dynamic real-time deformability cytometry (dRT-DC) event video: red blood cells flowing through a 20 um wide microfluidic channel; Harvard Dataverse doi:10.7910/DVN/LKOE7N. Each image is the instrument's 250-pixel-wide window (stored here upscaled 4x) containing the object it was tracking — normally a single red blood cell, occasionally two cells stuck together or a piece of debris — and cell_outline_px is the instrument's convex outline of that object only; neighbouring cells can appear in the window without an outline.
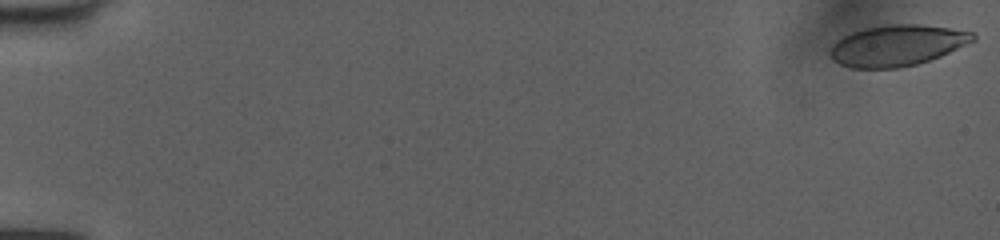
{"species": "human", "species_latin": "Homo sapiens", "temperature_condition": "room temperature", "stored_images_in_passage": 52, "camera_frame_rate_fps": 3000, "um_per_image_px": 0.085, "donor": {"sex": "female"}, "frame": {"image": 1, "passage_image": 1, "time_ms": 0.0, "image_size_px": [1000, 240], "cell_outline_px": [[976, 40], [940, 56], [916, 64], [900, 68], [852, 68], [840, 64], [832, 60], [828, 52], [832, 44], [836, 40], [852, 32], [864, 28], [888, 24], [920, 24], [948, 28], [972, 32], [976, 36]], "centroid_in_image_um": [76.21, 3.86], "position_along_channel_um": 8.8, "area_um2": 34.16}}
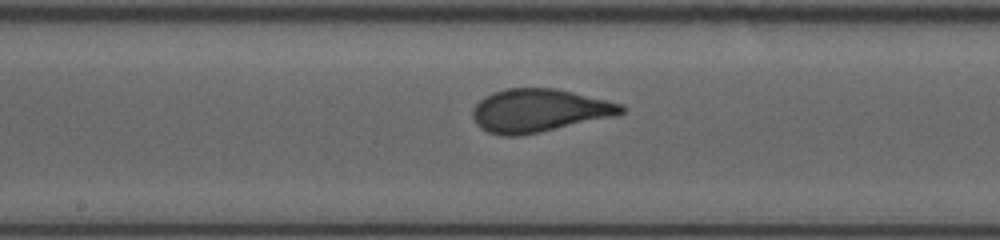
{"frame": {"image": 2, "passage_image": 29, "time_ms": 9.333, "image_size_px": [1000, 240], "cell_outline_px": [[628, 108], [624, 112], [616, 116], [540, 132], [520, 136], [500, 136], [488, 132], [480, 128], [476, 124], [472, 116], [472, 108], [484, 96], [492, 92], [508, 88], [556, 88], [624, 104]], "centroid_in_image_um": [45.82, 9.4], "position_along_channel_um": 202.4, "area_um2": 37.69}}
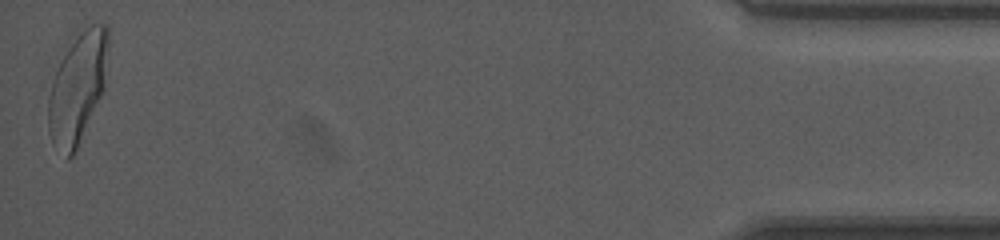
{"frame": {"image": 3, "passage_image": 52, "time_ms": 17.0, "image_size_px": [1000, 240], "cell_outline_px": [[108, 44], [100, 96], [76, 148], [72, 156], [68, 160], [52, 144], [48, 132], [48, 96], [52, 80], [68, 48], [80, 32], [92, 24], [108, 24]], "centroid_in_image_um": [6.54, 7.5], "position_along_channel_um": 428.7, "area_um2": 37.11}, "authors_computed_cell_mechanics": {"area_um2": 36.2695, "velocity_mm_per_s": 4.0163, "shape_relaxation_time_tau1_ms": 4.8427, "shape_relaxation_time_tau2_ms": null, "deformation_change_tau1": 0.1943, "deformation_change_tau2": null}}